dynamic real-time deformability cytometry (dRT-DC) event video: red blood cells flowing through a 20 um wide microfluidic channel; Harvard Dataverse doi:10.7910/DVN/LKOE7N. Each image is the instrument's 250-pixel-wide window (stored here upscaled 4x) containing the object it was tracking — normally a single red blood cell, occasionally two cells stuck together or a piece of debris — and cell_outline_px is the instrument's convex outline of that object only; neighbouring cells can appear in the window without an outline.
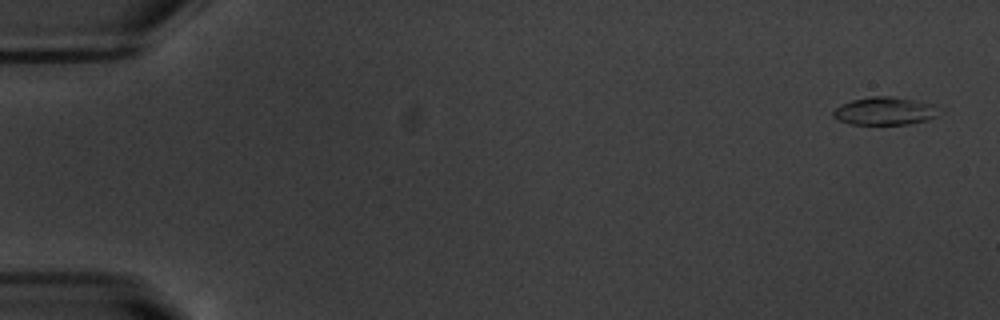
{"species": "common noctule bat (a hibernating species)", "species_latin": "Nyctalus noctula", "temperature_condition": "warm", "stored_images_in_passage": 54, "camera_frame_rate_fps": 3000, "um_per_image_px": 0.085, "animal": {"sex": "male", "body_mass_g": 20.1, "forearm_length_mm": 53.5}, "frame": {"image": 1, "passage_image": 2, "time_ms": 0.333, "image_size_px": [1000, 320], "cell_outline_px": [[936, 116], [928, 120], [908, 124], [848, 124], [832, 116], [832, 112], [840, 104], [852, 100], [872, 96], [892, 96], [916, 100], [936, 104]], "centroid_in_image_um": [75.19, 9.43], "position_along_channel_um": 9.8, "area_um2": 17.22}}
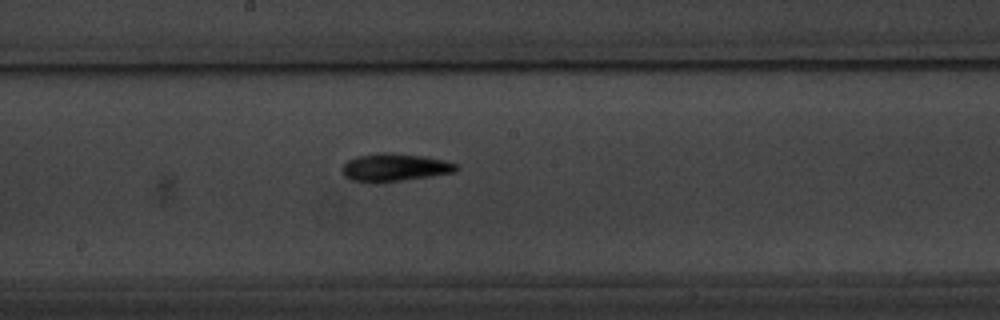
{"frame": {"image": 2, "passage_image": 30, "time_ms": 9.667, "image_size_px": [1000, 320], "cell_outline_px": [[460, 168], [456, 172], [432, 176], [380, 184], [376, 184], [352, 180], [344, 176], [344, 164], [348, 160], [356, 156], [376, 152], [388, 152], [428, 156], [444, 160], [456, 164]], "centroid_in_image_um": [33.57, 14.24], "position_along_channel_um": 214.6, "area_um2": 19.02}}
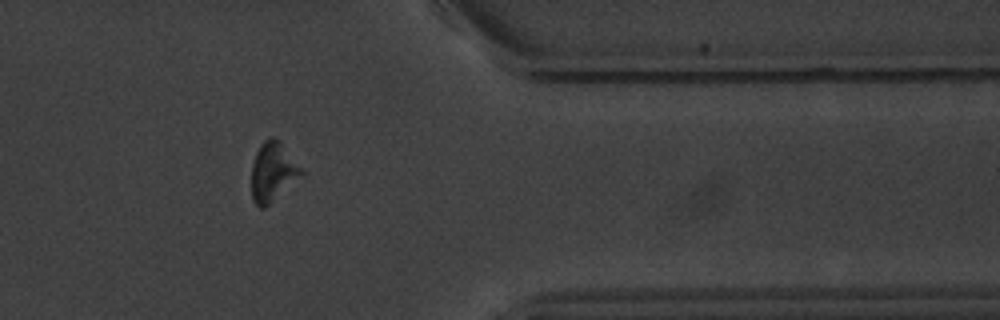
{"frame": {"image": 3, "passage_image": 45, "time_ms": 14.667, "image_size_px": [1000, 320], "cell_outline_px": [[304, 172], [264, 208], [260, 208], [252, 200], [252, 164], [256, 152], [260, 144], [268, 136], [276, 136], [280, 140]], "centroid_in_image_um": [23.16, 14.55], "position_along_channel_um": 388.2, "area_um2": 16.88}, "authors_computed_cell_mechanics": {"area_um2": 16.6753, "velocity_mm_per_s": 3.7518, "shape_relaxation_time_tau1_ms": 2.096, "shape_relaxation_time_tau2_ms": null, "deformation_change_tau1": 0.1345, "deformation_change_tau2": null}}